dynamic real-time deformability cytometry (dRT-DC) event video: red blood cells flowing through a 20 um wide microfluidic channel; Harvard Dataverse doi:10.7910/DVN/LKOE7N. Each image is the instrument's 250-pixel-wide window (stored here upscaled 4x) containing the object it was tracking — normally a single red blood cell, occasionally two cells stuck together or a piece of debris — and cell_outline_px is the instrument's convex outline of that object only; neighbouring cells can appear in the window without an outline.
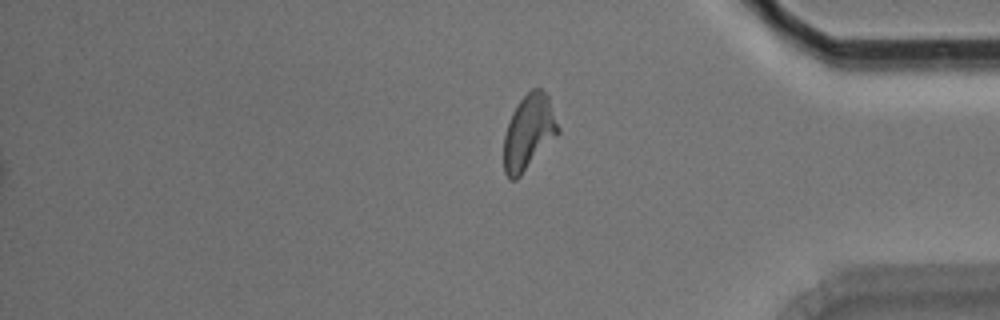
{"species": "Egyptian fruit bat (a non-hibernating species)", "species_latin": "Rousettus aegyptiacus", "temperature_condition": "room temperature", "stored_images_in_passage": 14, "segment_of_instrument_passage": [2, 2], "camera_frame_rate_fps": 3000, "um_per_image_px": 0.085, "animal": {"sex": "male"}, "frame": {"image": 1, "passage_image": 14, "time_ms": 4.333, "image_size_px": [1000, 320], "cell_outline_px": [[560, 132], [520, 176], [516, 180], [508, 180], [504, 172], [504, 132], [512, 112], [520, 100], [532, 88], [540, 88], [548, 96], [560, 128]], "centroid_in_image_um": [44.93, 11.25], "position_along_channel_um": 390.3, "area_um2": 23.7}}